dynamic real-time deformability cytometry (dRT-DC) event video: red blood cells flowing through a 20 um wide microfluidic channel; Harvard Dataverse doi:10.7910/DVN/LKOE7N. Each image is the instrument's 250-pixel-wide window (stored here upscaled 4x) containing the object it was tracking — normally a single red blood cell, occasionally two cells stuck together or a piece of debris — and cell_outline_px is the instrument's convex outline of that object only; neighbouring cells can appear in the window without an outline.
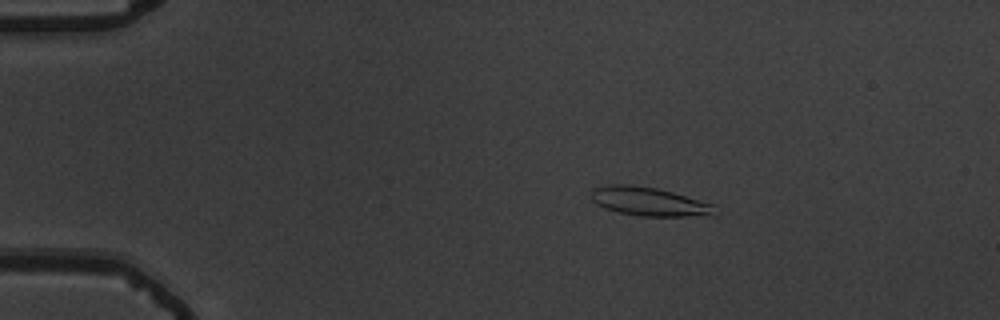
{"species": "common noctule bat (a hibernating species)", "species_latin": "Nyctalus noctula", "temperature_condition": "warm", "stored_images_in_passage": 49, "camera_frame_rate_fps": 3000, "um_per_image_px": 0.085, "animal": {"sex": "male", "body_mass_g": 19.5, "forearm_length_mm": 54.6}, "frame": {"image": 1, "passage_image": 3, "time_ms": 0.667, "image_size_px": [1000, 320], "cell_outline_px": [[716, 216], [640, 216], [620, 212], [604, 208], [596, 204], [592, 200], [592, 188], [608, 184], [624, 184], [656, 188], [672, 192], [712, 204]], "centroid_in_image_um": [55.14, 17.14], "position_along_channel_um": 29.9, "area_um2": 20.52}}
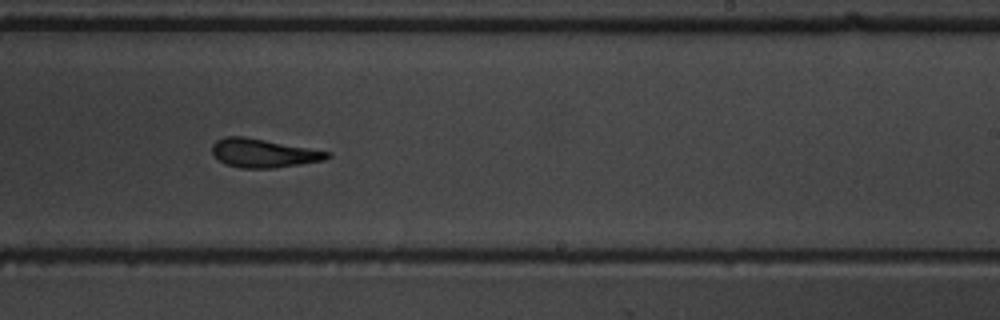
{"frame": {"image": 2, "passage_image": 28, "time_ms": 9.0, "image_size_px": [1000, 320], "cell_outline_px": [[332, 156], [324, 160], [300, 164], [272, 168], [240, 168], [228, 164], [212, 156], [212, 144], [216, 140], [224, 136], [244, 136], [332, 152]], "centroid_in_image_um": [22.38, 13.0], "position_along_channel_um": 266.6, "area_um2": 19.25}}
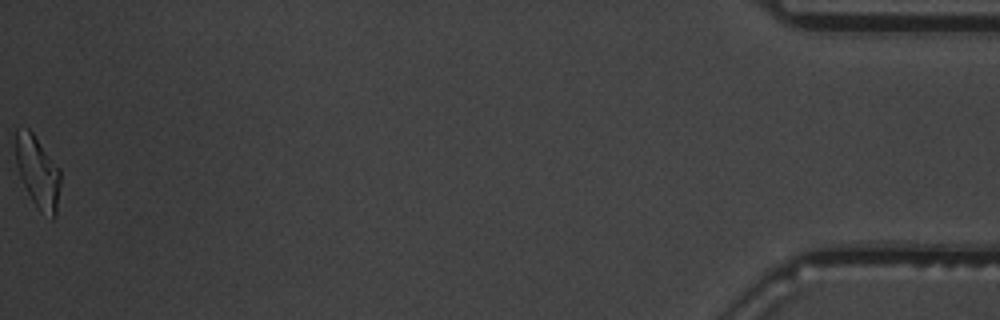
{"frame": {"image": 3, "passage_image": 49, "time_ms": 16.0, "image_size_px": [1000, 320], "cell_outline_px": [[60, 184], [56, 216], [52, 220], [40, 212], [36, 208], [20, 176], [16, 164], [16, 128], [28, 128], [32, 132], [60, 168]], "centroid_in_image_um": [3.23, 14.65], "position_along_channel_um": 432.0, "area_um2": 18.79}, "authors_computed_cell_mechanics": {"area_um2": 19.5364, "velocity_mm_per_s": 3.6736, "shape_relaxation_time_tau1_ms": 7.2642, "shape_relaxation_time_tau2_ms": 2.2066, "deformation_change_tau1": 0.1959, "deformation_change_tau2": 0.1158}}